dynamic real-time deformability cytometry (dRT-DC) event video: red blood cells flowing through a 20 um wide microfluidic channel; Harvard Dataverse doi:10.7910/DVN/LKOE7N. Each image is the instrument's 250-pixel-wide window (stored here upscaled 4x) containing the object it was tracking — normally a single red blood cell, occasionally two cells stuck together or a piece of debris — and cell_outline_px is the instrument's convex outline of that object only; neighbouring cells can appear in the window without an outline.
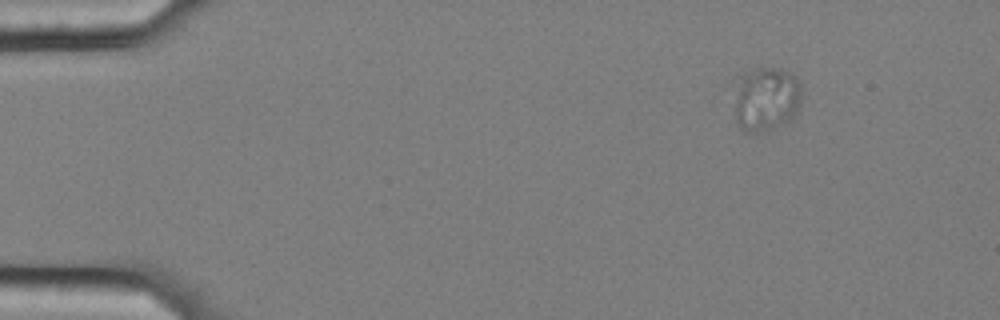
{"species": "common noctule bat (a hibernating species)", "species_latin": "Nyctalus noctula", "temperature_condition": "cold", "stored_images_in_passage": 52, "camera_frame_rate_fps": 3000, "um_per_image_px": 0.085, "animal": {"sex": "female", "body_mass_g": 25.1}, "frame": {"image": 1, "passage_image": 1, "time_ms": 0.0, "image_size_px": [1000, 320], "cell_outline_px": [[800, 104], [792, 120], [760, 132], [744, 132], [736, 124], [736, 100], [740, 76], [744, 72], [756, 68], [784, 68], [796, 76], [800, 84]], "centroid_in_image_um": [65.15, 8.4], "position_along_channel_um": 19.8, "area_um2": 25.2}}
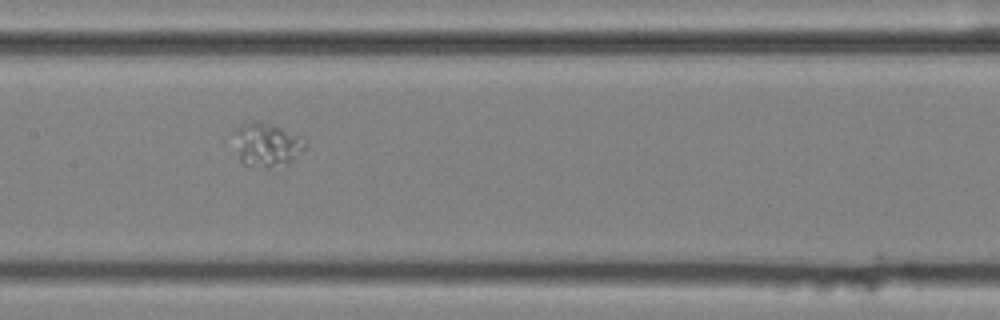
{"frame": {"image": 2, "passage_image": 23, "time_ms": 7.333, "image_size_px": [1000, 320], "cell_outline_px": [[308, 144], [288, 164], [268, 168], [244, 164], [240, 160], [236, 132], [236, 128], [240, 124], [252, 120], [260, 120], [272, 124], [300, 136]], "centroid_in_image_um": [22.71, 12.28], "position_along_channel_um": 184.7, "area_um2": 17.8}}
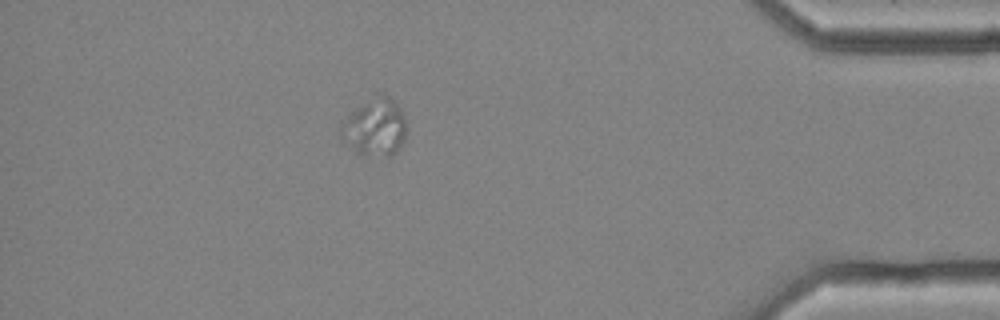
{"frame": {"image": 3, "passage_image": 45, "time_ms": 14.667, "image_size_px": [1000, 320], "cell_outline_px": [[408, 132], [404, 144], [388, 156], [364, 156], [340, 132], [340, 124], [356, 108], [380, 92], [388, 96], [400, 108], [408, 124]], "centroid_in_image_um": [31.97, 10.79], "position_along_channel_um": 403.2, "area_um2": 21.62}}